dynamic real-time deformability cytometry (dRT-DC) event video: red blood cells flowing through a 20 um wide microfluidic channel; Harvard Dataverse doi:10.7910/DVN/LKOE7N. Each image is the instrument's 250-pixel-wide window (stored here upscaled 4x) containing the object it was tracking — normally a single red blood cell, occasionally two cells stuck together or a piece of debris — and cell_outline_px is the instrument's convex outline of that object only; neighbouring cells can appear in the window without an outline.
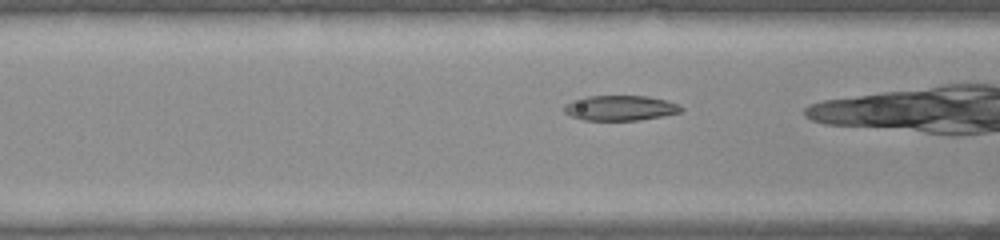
{"species": "common noctule bat (a hibernating species)", "species_latin": "Nyctalus noctula", "temperature_condition": "warm", "stored_images_in_passage": 37, "camera_frame_rate_fps": 3000, "um_per_image_px": 0.085, "animal": {"sex": "female", "body_mass_g": 22.0, "forearm_length_mm": 56.7}, "frame": {"image": 1, "passage_image": 17, "time_ms": 5.333, "image_size_px": [1000, 240], "cell_outline_px": [[684, 108], [680, 112], [664, 116], [640, 120], [584, 120], [572, 116], [564, 112], [564, 104], [572, 100], [584, 96], [648, 96], [664, 100], [676, 104]], "centroid_in_image_um": [52.69, 9.18], "position_along_channel_um": 113.9, "area_um2": 17.11}}
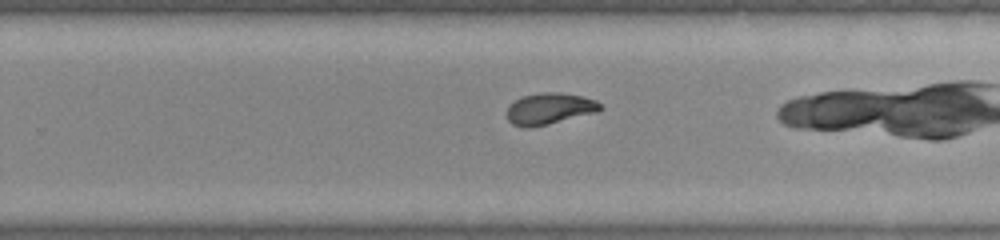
{"frame": {"image": 2, "passage_image": 30, "time_ms": 9.667, "image_size_px": [1000, 240], "cell_outline_px": [[604, 108], [596, 112], [532, 128], [524, 128], [512, 124], [508, 120], [508, 108], [516, 100], [524, 96], [544, 92], [560, 92], [580, 96], [596, 100]], "centroid_in_image_um": [46.72, 9.25], "position_along_channel_um": 283.1, "area_um2": 16.88}}
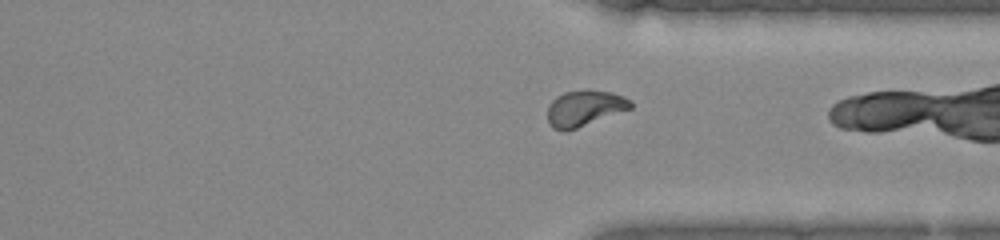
{"frame": {"image": 3, "passage_image": 36, "time_ms": 11.667, "image_size_px": [1000, 240], "cell_outline_px": [[632, 108], [568, 132], [560, 132], [552, 128], [548, 120], [548, 108], [552, 100], [556, 96], [564, 92], [584, 88], [588, 88], [612, 92], [632, 100]], "centroid_in_image_um": [49.68, 9.19], "position_along_channel_um": 361.7, "area_um2": 17.92}}